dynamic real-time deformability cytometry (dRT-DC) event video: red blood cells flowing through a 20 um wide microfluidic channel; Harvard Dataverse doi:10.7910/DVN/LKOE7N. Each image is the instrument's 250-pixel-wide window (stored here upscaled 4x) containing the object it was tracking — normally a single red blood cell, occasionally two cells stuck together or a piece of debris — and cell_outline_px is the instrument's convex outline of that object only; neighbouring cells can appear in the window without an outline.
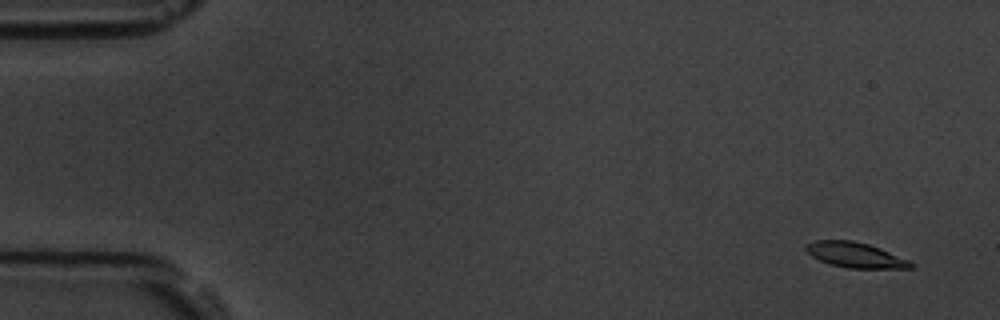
{"species": "common noctule bat (a hibernating species)", "species_latin": "Nyctalus noctula", "temperature_condition": "room temperature", "stored_images_in_passage": 7, "camera_frame_rate_fps": 3000, "um_per_image_px": 0.085, "animal": {"sex": "male", "body_mass_g": 19.5, "forearm_length_mm": 54.6}, "frame": {"image": 1, "passage_image": 2, "time_ms": 1.0, "image_size_px": [1000, 320], "cell_outline_px": [[916, 268], [848, 268], [832, 264], [820, 260], [812, 256], [804, 248], [808, 244], [816, 240], [852, 240], [868, 244], [880, 248], [908, 260], [916, 264]], "centroid_in_image_um": [72.74, 21.67], "position_along_channel_um": 12.3, "area_um2": 15.26}}
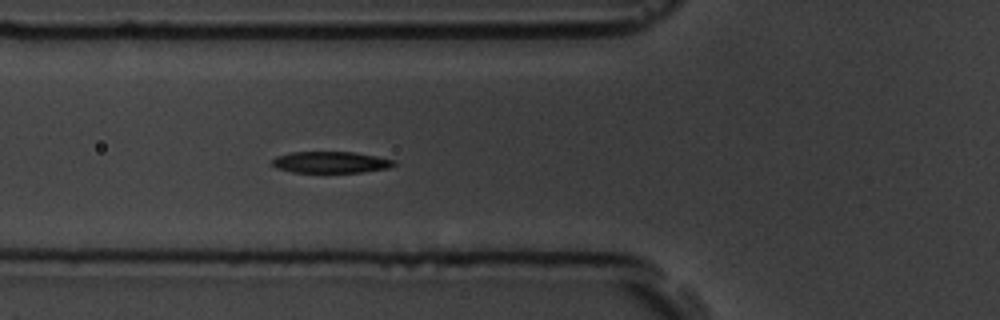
{"frame": {"image": 2, "passage_image": 7, "time_ms": 6.667, "image_size_px": [1000, 320], "cell_outline_px": [[396, 164], [388, 168], [364, 172], [292, 172], [276, 168], [272, 164], [272, 160], [276, 156], [292, 152], [352, 152], [376, 156], [396, 160]], "centroid_in_image_um": [28.12, 13.79], "position_along_channel_um": 97.7, "area_um2": 15.2}}